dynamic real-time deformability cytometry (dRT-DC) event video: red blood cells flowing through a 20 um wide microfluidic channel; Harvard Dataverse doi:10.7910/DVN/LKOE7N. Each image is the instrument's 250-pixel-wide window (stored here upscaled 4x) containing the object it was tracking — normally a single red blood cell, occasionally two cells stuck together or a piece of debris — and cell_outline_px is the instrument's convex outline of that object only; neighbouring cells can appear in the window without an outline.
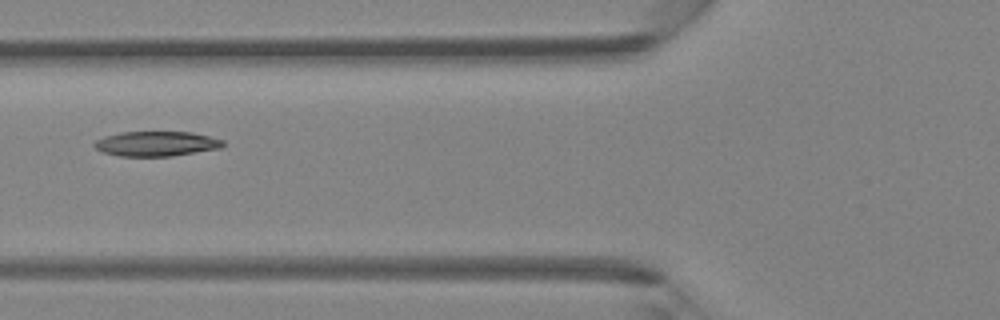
{"species": "Egyptian fruit bat (a non-hibernating species)", "species_latin": "Rousettus aegyptiacus", "temperature_condition": "room temperature", "stored_images_in_passage": 5, "camera_frame_rate_fps": 3000, "um_per_image_px": 0.085, "animal": {"sex": "female"}, "frame": {"image": 1, "passage_image": 5, "time_ms": 1.333, "image_size_px": [1000, 320], "cell_outline_px": [[224, 144], [220, 148], [172, 156], [120, 156], [104, 152], [96, 148], [92, 144], [96, 140], [104, 136], [120, 132], [192, 132], [224, 140]], "centroid_in_image_um": [13.28, 12.21], "position_along_channel_um": 112.5, "area_um2": 18.55}}